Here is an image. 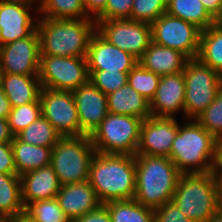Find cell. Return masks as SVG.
<instances>
[{
    "mask_svg": "<svg viewBox=\"0 0 222 222\" xmlns=\"http://www.w3.org/2000/svg\"><path fill=\"white\" fill-rule=\"evenodd\" d=\"M135 156L97 153L90 162L88 182L104 204L112 200H130L135 196Z\"/></svg>",
    "mask_w": 222,
    "mask_h": 222,
    "instance_id": "obj_1",
    "label": "cell"
},
{
    "mask_svg": "<svg viewBox=\"0 0 222 222\" xmlns=\"http://www.w3.org/2000/svg\"><path fill=\"white\" fill-rule=\"evenodd\" d=\"M36 30L40 40V55L86 57L89 41L96 31V21L92 18L38 17Z\"/></svg>",
    "mask_w": 222,
    "mask_h": 222,
    "instance_id": "obj_2",
    "label": "cell"
},
{
    "mask_svg": "<svg viewBox=\"0 0 222 222\" xmlns=\"http://www.w3.org/2000/svg\"><path fill=\"white\" fill-rule=\"evenodd\" d=\"M134 199L153 210L172 200L182 174L170 158L136 154Z\"/></svg>",
    "mask_w": 222,
    "mask_h": 222,
    "instance_id": "obj_3",
    "label": "cell"
},
{
    "mask_svg": "<svg viewBox=\"0 0 222 222\" xmlns=\"http://www.w3.org/2000/svg\"><path fill=\"white\" fill-rule=\"evenodd\" d=\"M186 121V122H184ZM217 139L195 119L178 121L169 158L182 174L213 171Z\"/></svg>",
    "mask_w": 222,
    "mask_h": 222,
    "instance_id": "obj_4",
    "label": "cell"
},
{
    "mask_svg": "<svg viewBox=\"0 0 222 222\" xmlns=\"http://www.w3.org/2000/svg\"><path fill=\"white\" fill-rule=\"evenodd\" d=\"M195 222H208L222 208L221 184L213 172L181 174L171 200Z\"/></svg>",
    "mask_w": 222,
    "mask_h": 222,
    "instance_id": "obj_5",
    "label": "cell"
},
{
    "mask_svg": "<svg viewBox=\"0 0 222 222\" xmlns=\"http://www.w3.org/2000/svg\"><path fill=\"white\" fill-rule=\"evenodd\" d=\"M95 154L89 135L61 136L52 148L50 163L59 184L87 181L90 162Z\"/></svg>",
    "mask_w": 222,
    "mask_h": 222,
    "instance_id": "obj_6",
    "label": "cell"
},
{
    "mask_svg": "<svg viewBox=\"0 0 222 222\" xmlns=\"http://www.w3.org/2000/svg\"><path fill=\"white\" fill-rule=\"evenodd\" d=\"M143 119L108 113L90 135L97 153L136 155Z\"/></svg>",
    "mask_w": 222,
    "mask_h": 222,
    "instance_id": "obj_7",
    "label": "cell"
},
{
    "mask_svg": "<svg viewBox=\"0 0 222 222\" xmlns=\"http://www.w3.org/2000/svg\"><path fill=\"white\" fill-rule=\"evenodd\" d=\"M185 80L184 120L196 119L222 89V75L197 58L182 71Z\"/></svg>",
    "mask_w": 222,
    "mask_h": 222,
    "instance_id": "obj_8",
    "label": "cell"
},
{
    "mask_svg": "<svg viewBox=\"0 0 222 222\" xmlns=\"http://www.w3.org/2000/svg\"><path fill=\"white\" fill-rule=\"evenodd\" d=\"M38 77L42 87L73 91L89 80L87 59L40 55Z\"/></svg>",
    "mask_w": 222,
    "mask_h": 222,
    "instance_id": "obj_9",
    "label": "cell"
},
{
    "mask_svg": "<svg viewBox=\"0 0 222 222\" xmlns=\"http://www.w3.org/2000/svg\"><path fill=\"white\" fill-rule=\"evenodd\" d=\"M200 34L195 25L167 13L151 24L153 43L177 50L188 59L197 58Z\"/></svg>",
    "mask_w": 222,
    "mask_h": 222,
    "instance_id": "obj_10",
    "label": "cell"
},
{
    "mask_svg": "<svg viewBox=\"0 0 222 222\" xmlns=\"http://www.w3.org/2000/svg\"><path fill=\"white\" fill-rule=\"evenodd\" d=\"M96 30L110 43L127 51L137 60L152 42L151 24L131 19L96 21Z\"/></svg>",
    "mask_w": 222,
    "mask_h": 222,
    "instance_id": "obj_11",
    "label": "cell"
},
{
    "mask_svg": "<svg viewBox=\"0 0 222 222\" xmlns=\"http://www.w3.org/2000/svg\"><path fill=\"white\" fill-rule=\"evenodd\" d=\"M38 17V1L0 0V46L30 36Z\"/></svg>",
    "mask_w": 222,
    "mask_h": 222,
    "instance_id": "obj_12",
    "label": "cell"
},
{
    "mask_svg": "<svg viewBox=\"0 0 222 222\" xmlns=\"http://www.w3.org/2000/svg\"><path fill=\"white\" fill-rule=\"evenodd\" d=\"M39 100L42 116L60 136H79L80 123L72 91L41 88Z\"/></svg>",
    "mask_w": 222,
    "mask_h": 222,
    "instance_id": "obj_13",
    "label": "cell"
},
{
    "mask_svg": "<svg viewBox=\"0 0 222 222\" xmlns=\"http://www.w3.org/2000/svg\"><path fill=\"white\" fill-rule=\"evenodd\" d=\"M40 40L37 30L30 36L0 46L2 73L39 75Z\"/></svg>",
    "mask_w": 222,
    "mask_h": 222,
    "instance_id": "obj_14",
    "label": "cell"
},
{
    "mask_svg": "<svg viewBox=\"0 0 222 222\" xmlns=\"http://www.w3.org/2000/svg\"><path fill=\"white\" fill-rule=\"evenodd\" d=\"M178 132V118L150 116L142 121L136 154L167 157Z\"/></svg>",
    "mask_w": 222,
    "mask_h": 222,
    "instance_id": "obj_15",
    "label": "cell"
},
{
    "mask_svg": "<svg viewBox=\"0 0 222 222\" xmlns=\"http://www.w3.org/2000/svg\"><path fill=\"white\" fill-rule=\"evenodd\" d=\"M88 71L129 72L138 60L106 40L97 30L91 36L86 55Z\"/></svg>",
    "mask_w": 222,
    "mask_h": 222,
    "instance_id": "obj_16",
    "label": "cell"
},
{
    "mask_svg": "<svg viewBox=\"0 0 222 222\" xmlns=\"http://www.w3.org/2000/svg\"><path fill=\"white\" fill-rule=\"evenodd\" d=\"M77 107L80 135H91L108 114L107 95L90 80L72 91Z\"/></svg>",
    "mask_w": 222,
    "mask_h": 222,
    "instance_id": "obj_17",
    "label": "cell"
},
{
    "mask_svg": "<svg viewBox=\"0 0 222 222\" xmlns=\"http://www.w3.org/2000/svg\"><path fill=\"white\" fill-rule=\"evenodd\" d=\"M185 80L182 72L163 75L154 97L149 102L151 116L176 117L180 111L184 119Z\"/></svg>",
    "mask_w": 222,
    "mask_h": 222,
    "instance_id": "obj_18",
    "label": "cell"
},
{
    "mask_svg": "<svg viewBox=\"0 0 222 222\" xmlns=\"http://www.w3.org/2000/svg\"><path fill=\"white\" fill-rule=\"evenodd\" d=\"M56 199L66 217L73 221L101 205L95 190L88 180L61 185Z\"/></svg>",
    "mask_w": 222,
    "mask_h": 222,
    "instance_id": "obj_19",
    "label": "cell"
},
{
    "mask_svg": "<svg viewBox=\"0 0 222 222\" xmlns=\"http://www.w3.org/2000/svg\"><path fill=\"white\" fill-rule=\"evenodd\" d=\"M20 180L24 206L29 202L56 198L61 186L51 165L24 173Z\"/></svg>",
    "mask_w": 222,
    "mask_h": 222,
    "instance_id": "obj_20",
    "label": "cell"
},
{
    "mask_svg": "<svg viewBox=\"0 0 222 222\" xmlns=\"http://www.w3.org/2000/svg\"><path fill=\"white\" fill-rule=\"evenodd\" d=\"M189 59L181 52L151 42L138 62L149 71L163 76L180 73Z\"/></svg>",
    "mask_w": 222,
    "mask_h": 222,
    "instance_id": "obj_21",
    "label": "cell"
},
{
    "mask_svg": "<svg viewBox=\"0 0 222 222\" xmlns=\"http://www.w3.org/2000/svg\"><path fill=\"white\" fill-rule=\"evenodd\" d=\"M0 88L7 96L11 107H16L36 102L42 86L38 75L2 73Z\"/></svg>",
    "mask_w": 222,
    "mask_h": 222,
    "instance_id": "obj_22",
    "label": "cell"
},
{
    "mask_svg": "<svg viewBox=\"0 0 222 222\" xmlns=\"http://www.w3.org/2000/svg\"><path fill=\"white\" fill-rule=\"evenodd\" d=\"M108 113L147 119L151 116L149 101L129 84L107 95Z\"/></svg>",
    "mask_w": 222,
    "mask_h": 222,
    "instance_id": "obj_23",
    "label": "cell"
},
{
    "mask_svg": "<svg viewBox=\"0 0 222 222\" xmlns=\"http://www.w3.org/2000/svg\"><path fill=\"white\" fill-rule=\"evenodd\" d=\"M17 175L21 176L50 165L53 147L34 146L23 143L16 136L11 141Z\"/></svg>",
    "mask_w": 222,
    "mask_h": 222,
    "instance_id": "obj_24",
    "label": "cell"
},
{
    "mask_svg": "<svg viewBox=\"0 0 222 222\" xmlns=\"http://www.w3.org/2000/svg\"><path fill=\"white\" fill-rule=\"evenodd\" d=\"M22 212H24V204L20 176L0 173V221Z\"/></svg>",
    "mask_w": 222,
    "mask_h": 222,
    "instance_id": "obj_25",
    "label": "cell"
},
{
    "mask_svg": "<svg viewBox=\"0 0 222 222\" xmlns=\"http://www.w3.org/2000/svg\"><path fill=\"white\" fill-rule=\"evenodd\" d=\"M197 59L222 75V26L214 23L201 31Z\"/></svg>",
    "mask_w": 222,
    "mask_h": 222,
    "instance_id": "obj_26",
    "label": "cell"
},
{
    "mask_svg": "<svg viewBox=\"0 0 222 222\" xmlns=\"http://www.w3.org/2000/svg\"><path fill=\"white\" fill-rule=\"evenodd\" d=\"M166 13L195 25L201 31L216 22L200 0H167Z\"/></svg>",
    "mask_w": 222,
    "mask_h": 222,
    "instance_id": "obj_27",
    "label": "cell"
},
{
    "mask_svg": "<svg viewBox=\"0 0 222 222\" xmlns=\"http://www.w3.org/2000/svg\"><path fill=\"white\" fill-rule=\"evenodd\" d=\"M111 222H155L154 210L142 206L135 199L112 200L104 203Z\"/></svg>",
    "mask_w": 222,
    "mask_h": 222,
    "instance_id": "obj_28",
    "label": "cell"
},
{
    "mask_svg": "<svg viewBox=\"0 0 222 222\" xmlns=\"http://www.w3.org/2000/svg\"><path fill=\"white\" fill-rule=\"evenodd\" d=\"M38 15L52 19L90 18L83 0H38Z\"/></svg>",
    "mask_w": 222,
    "mask_h": 222,
    "instance_id": "obj_29",
    "label": "cell"
},
{
    "mask_svg": "<svg viewBox=\"0 0 222 222\" xmlns=\"http://www.w3.org/2000/svg\"><path fill=\"white\" fill-rule=\"evenodd\" d=\"M16 137L23 143L34 146L53 147L61 136L54 126L45 117L41 116Z\"/></svg>",
    "mask_w": 222,
    "mask_h": 222,
    "instance_id": "obj_30",
    "label": "cell"
},
{
    "mask_svg": "<svg viewBox=\"0 0 222 222\" xmlns=\"http://www.w3.org/2000/svg\"><path fill=\"white\" fill-rule=\"evenodd\" d=\"M24 213L36 222H67L69 220L56 198L29 202L24 206Z\"/></svg>",
    "mask_w": 222,
    "mask_h": 222,
    "instance_id": "obj_31",
    "label": "cell"
},
{
    "mask_svg": "<svg viewBox=\"0 0 222 222\" xmlns=\"http://www.w3.org/2000/svg\"><path fill=\"white\" fill-rule=\"evenodd\" d=\"M161 76L146 70L139 62L128 73V84L149 102L155 95Z\"/></svg>",
    "mask_w": 222,
    "mask_h": 222,
    "instance_id": "obj_32",
    "label": "cell"
},
{
    "mask_svg": "<svg viewBox=\"0 0 222 222\" xmlns=\"http://www.w3.org/2000/svg\"><path fill=\"white\" fill-rule=\"evenodd\" d=\"M41 116V103L39 99L36 102L12 107L7 118L11 133L14 136L18 135Z\"/></svg>",
    "mask_w": 222,
    "mask_h": 222,
    "instance_id": "obj_33",
    "label": "cell"
},
{
    "mask_svg": "<svg viewBox=\"0 0 222 222\" xmlns=\"http://www.w3.org/2000/svg\"><path fill=\"white\" fill-rule=\"evenodd\" d=\"M195 120L217 140L222 139V89Z\"/></svg>",
    "mask_w": 222,
    "mask_h": 222,
    "instance_id": "obj_34",
    "label": "cell"
},
{
    "mask_svg": "<svg viewBox=\"0 0 222 222\" xmlns=\"http://www.w3.org/2000/svg\"><path fill=\"white\" fill-rule=\"evenodd\" d=\"M167 0H134L131 11V20L154 23L166 13Z\"/></svg>",
    "mask_w": 222,
    "mask_h": 222,
    "instance_id": "obj_35",
    "label": "cell"
},
{
    "mask_svg": "<svg viewBox=\"0 0 222 222\" xmlns=\"http://www.w3.org/2000/svg\"><path fill=\"white\" fill-rule=\"evenodd\" d=\"M88 73L89 80L106 95L128 84L129 72L103 70L88 71Z\"/></svg>",
    "mask_w": 222,
    "mask_h": 222,
    "instance_id": "obj_36",
    "label": "cell"
},
{
    "mask_svg": "<svg viewBox=\"0 0 222 222\" xmlns=\"http://www.w3.org/2000/svg\"><path fill=\"white\" fill-rule=\"evenodd\" d=\"M133 1L134 0H107L105 10L95 19V21L131 19Z\"/></svg>",
    "mask_w": 222,
    "mask_h": 222,
    "instance_id": "obj_37",
    "label": "cell"
},
{
    "mask_svg": "<svg viewBox=\"0 0 222 222\" xmlns=\"http://www.w3.org/2000/svg\"><path fill=\"white\" fill-rule=\"evenodd\" d=\"M155 222H195L186 217L172 202H166L154 210Z\"/></svg>",
    "mask_w": 222,
    "mask_h": 222,
    "instance_id": "obj_38",
    "label": "cell"
},
{
    "mask_svg": "<svg viewBox=\"0 0 222 222\" xmlns=\"http://www.w3.org/2000/svg\"><path fill=\"white\" fill-rule=\"evenodd\" d=\"M0 173L17 174L11 142L0 143Z\"/></svg>",
    "mask_w": 222,
    "mask_h": 222,
    "instance_id": "obj_39",
    "label": "cell"
},
{
    "mask_svg": "<svg viewBox=\"0 0 222 222\" xmlns=\"http://www.w3.org/2000/svg\"><path fill=\"white\" fill-rule=\"evenodd\" d=\"M74 222H111V218L108 208L101 204L95 210L78 217Z\"/></svg>",
    "mask_w": 222,
    "mask_h": 222,
    "instance_id": "obj_40",
    "label": "cell"
},
{
    "mask_svg": "<svg viewBox=\"0 0 222 222\" xmlns=\"http://www.w3.org/2000/svg\"><path fill=\"white\" fill-rule=\"evenodd\" d=\"M83 2L87 15L95 20L105 10L107 0H83Z\"/></svg>",
    "mask_w": 222,
    "mask_h": 222,
    "instance_id": "obj_41",
    "label": "cell"
},
{
    "mask_svg": "<svg viewBox=\"0 0 222 222\" xmlns=\"http://www.w3.org/2000/svg\"><path fill=\"white\" fill-rule=\"evenodd\" d=\"M212 172L219 181L222 180V139L217 140L216 143L215 160Z\"/></svg>",
    "mask_w": 222,
    "mask_h": 222,
    "instance_id": "obj_42",
    "label": "cell"
},
{
    "mask_svg": "<svg viewBox=\"0 0 222 222\" xmlns=\"http://www.w3.org/2000/svg\"><path fill=\"white\" fill-rule=\"evenodd\" d=\"M208 13L215 19L222 13V0H200Z\"/></svg>",
    "mask_w": 222,
    "mask_h": 222,
    "instance_id": "obj_43",
    "label": "cell"
},
{
    "mask_svg": "<svg viewBox=\"0 0 222 222\" xmlns=\"http://www.w3.org/2000/svg\"><path fill=\"white\" fill-rule=\"evenodd\" d=\"M14 135L11 133L8 120L0 118V143H7L13 140Z\"/></svg>",
    "mask_w": 222,
    "mask_h": 222,
    "instance_id": "obj_44",
    "label": "cell"
},
{
    "mask_svg": "<svg viewBox=\"0 0 222 222\" xmlns=\"http://www.w3.org/2000/svg\"><path fill=\"white\" fill-rule=\"evenodd\" d=\"M11 105L4 94V91L0 88V118H8L9 113L11 112Z\"/></svg>",
    "mask_w": 222,
    "mask_h": 222,
    "instance_id": "obj_45",
    "label": "cell"
},
{
    "mask_svg": "<svg viewBox=\"0 0 222 222\" xmlns=\"http://www.w3.org/2000/svg\"><path fill=\"white\" fill-rule=\"evenodd\" d=\"M5 222H36V221L30 218L26 213L22 212L12 218L5 220Z\"/></svg>",
    "mask_w": 222,
    "mask_h": 222,
    "instance_id": "obj_46",
    "label": "cell"
},
{
    "mask_svg": "<svg viewBox=\"0 0 222 222\" xmlns=\"http://www.w3.org/2000/svg\"><path fill=\"white\" fill-rule=\"evenodd\" d=\"M208 222H222V208L215 213Z\"/></svg>",
    "mask_w": 222,
    "mask_h": 222,
    "instance_id": "obj_47",
    "label": "cell"
},
{
    "mask_svg": "<svg viewBox=\"0 0 222 222\" xmlns=\"http://www.w3.org/2000/svg\"><path fill=\"white\" fill-rule=\"evenodd\" d=\"M216 23L220 24L222 26V13L221 15L217 18Z\"/></svg>",
    "mask_w": 222,
    "mask_h": 222,
    "instance_id": "obj_48",
    "label": "cell"
},
{
    "mask_svg": "<svg viewBox=\"0 0 222 222\" xmlns=\"http://www.w3.org/2000/svg\"><path fill=\"white\" fill-rule=\"evenodd\" d=\"M1 77H2V71H1V67H0V87H1Z\"/></svg>",
    "mask_w": 222,
    "mask_h": 222,
    "instance_id": "obj_49",
    "label": "cell"
},
{
    "mask_svg": "<svg viewBox=\"0 0 222 222\" xmlns=\"http://www.w3.org/2000/svg\"><path fill=\"white\" fill-rule=\"evenodd\" d=\"M221 184V199H222V180L220 181Z\"/></svg>",
    "mask_w": 222,
    "mask_h": 222,
    "instance_id": "obj_50",
    "label": "cell"
}]
</instances>
